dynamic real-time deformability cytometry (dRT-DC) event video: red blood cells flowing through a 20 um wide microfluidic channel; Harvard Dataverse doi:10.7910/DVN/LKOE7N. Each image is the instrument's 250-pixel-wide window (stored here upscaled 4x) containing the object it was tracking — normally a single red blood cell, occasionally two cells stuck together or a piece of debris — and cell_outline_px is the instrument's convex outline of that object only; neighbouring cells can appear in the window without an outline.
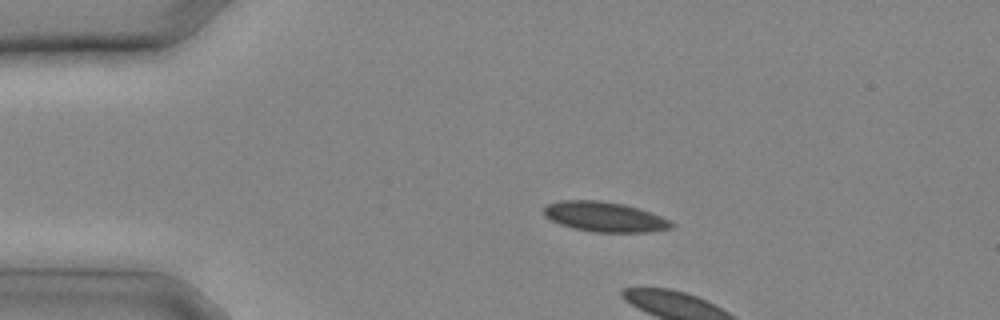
{"species": "common noctule bat (a hibernating species)", "species_latin": "Nyctalus noctula", "temperature_condition": "cold", "stored_images_in_passage": 3, "camera_frame_rate_fps": 3000, "um_per_image_px": 0.085, "animal": {"sex": "male", "body_mass_g": 20.4}, "frame": {"image": 1, "passage_image": 1, "time_ms": 0.0, "image_size_px": [1000, 320], "cell_outline_px": [[676, 224], [672, 228], [648, 232], [596, 232], [572, 228], [560, 224], [544, 216], [544, 208], [548, 204], [560, 200], [600, 200], [624, 204], [640, 208], [660, 216]], "centroid_in_image_um": [51.4, 18.42], "position_along_channel_um": 33.6, "area_um2": 22.31}}